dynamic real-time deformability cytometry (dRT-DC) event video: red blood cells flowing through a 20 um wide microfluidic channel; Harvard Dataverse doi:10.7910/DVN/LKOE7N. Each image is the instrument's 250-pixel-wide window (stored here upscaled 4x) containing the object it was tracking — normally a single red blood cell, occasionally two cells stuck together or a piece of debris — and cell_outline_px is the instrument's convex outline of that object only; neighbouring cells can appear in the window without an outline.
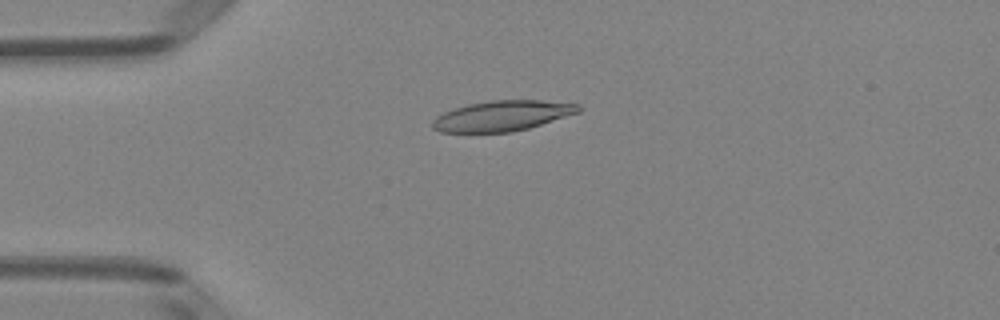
{"species": "Egyptian fruit bat (a non-hibernating species)", "species_latin": "Rousettus aegyptiacus", "temperature_condition": "room temperature", "stored_images_in_passage": 51, "camera_frame_rate_fps": 3000, "um_per_image_px": 0.085, "animal": {"sex": "female"}, "frame": {"image": 1, "passage_image": 13, "time_ms": 4.0, "image_size_px": [1000, 320], "cell_outline_px": [[584, 108], [580, 112], [528, 128], [512, 132], [440, 132], [432, 128], [432, 120], [436, 116], [444, 112], [468, 104], [492, 100], [540, 100], [580, 104]], "centroid_in_image_um": [42.71, 9.84], "position_along_channel_um": 42.3, "area_um2": 25.84}}
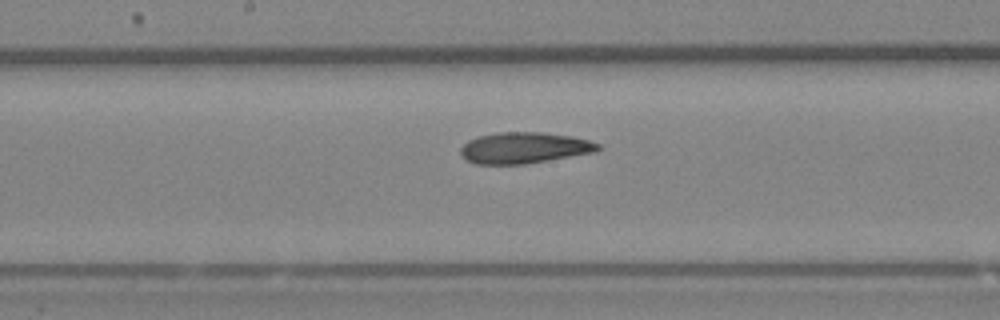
{"frame": {"image": 2, "passage_image": 27, "time_ms": 8.667, "image_size_px": [1000, 320], "cell_outline_px": [[600, 148], [596, 152], [524, 164], [476, 164], [468, 160], [460, 152], [460, 148], [468, 140], [480, 136], [500, 132], [544, 132], [572, 136], [588, 140], [600, 144]], "centroid_in_image_um": [44.58, 12.56], "position_along_channel_um": 203.6, "area_um2": 24.8}}
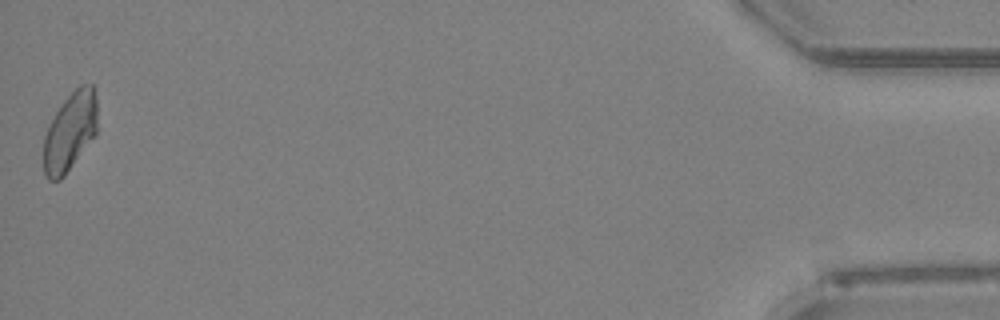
{"frame": {"image": 3, "passage_image": 51, "time_ms": 16.667, "image_size_px": [1000, 320], "cell_outline_px": [[96, 136], [64, 176], [60, 180], [48, 180], [44, 172], [44, 136], [56, 112], [64, 100], [80, 84], [92, 84], [96, 100]], "centroid_in_image_um": [5.96, 11.22], "position_along_channel_um": 429.2, "area_um2": 24.45}, "authors_computed_cell_mechanics": {"area_um2": 25.143, "velocity_mm_per_s": 3.9817, "shape_relaxation_time_tau1_ms": null, "shape_relaxation_time_tau2_ms": 5.0685, "deformation_change_tau1": null, "deformation_change_tau2": 0.1299}}